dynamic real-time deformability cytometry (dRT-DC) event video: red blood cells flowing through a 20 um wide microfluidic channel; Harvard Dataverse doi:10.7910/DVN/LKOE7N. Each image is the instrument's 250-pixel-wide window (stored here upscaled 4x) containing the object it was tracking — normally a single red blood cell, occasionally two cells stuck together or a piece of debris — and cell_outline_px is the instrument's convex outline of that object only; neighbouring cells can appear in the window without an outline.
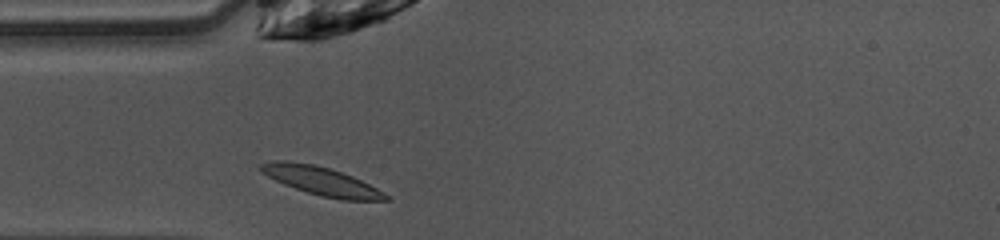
{"species": "common noctule bat (a hibernating species)", "species_latin": "Nyctalus noctula", "temperature_condition": "warm", "stored_images_in_passage": 29, "camera_frame_rate_fps": 3000, "um_per_image_px": 0.085, "animal": {"sex": "female", "body_mass_g": 10.0, "forearm_length_mm": 53.1}, "frame": {"image": 1, "passage_image": 1, "time_ms": 0.0, "image_size_px": [1000, 240], "cell_outline_px": [[392, 200], [344, 200], [320, 196], [284, 184], [260, 172], [260, 164], [276, 160], [288, 160], [312, 164], [328, 168], [352, 176], [384, 192]], "centroid_in_image_um": [27.3, 15.38], "position_along_channel_um": 57.7, "area_um2": 20.4}}
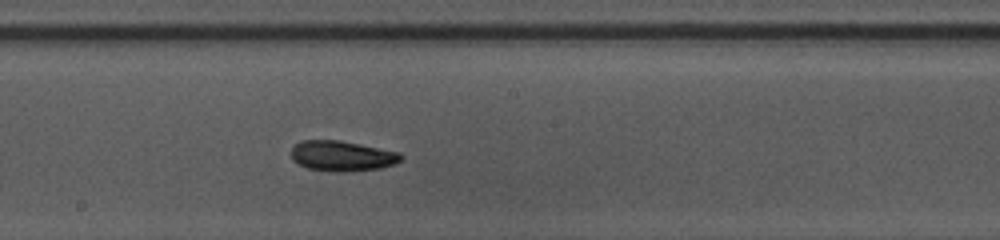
{"frame": {"image": 2, "passage_image": 13, "time_ms": 4.0, "image_size_px": [1000, 240], "cell_outline_px": [[404, 156], [396, 164], [380, 168], [344, 172], [332, 172], [308, 168], [292, 160], [292, 148], [300, 140], [340, 140], [400, 152]], "centroid_in_image_um": [29.09, 13.25], "position_along_channel_um": 219.1, "area_um2": 19.48}}
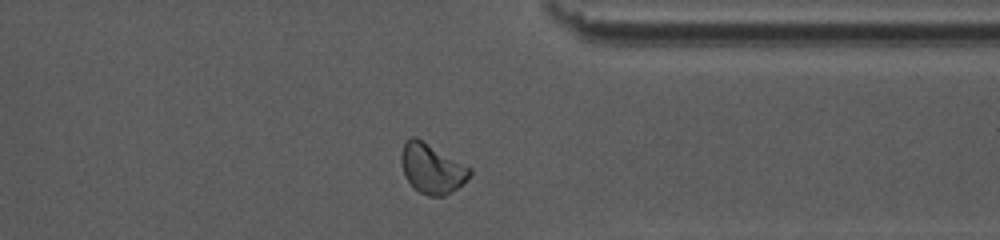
{"frame": {"image": 3, "passage_image": 25, "time_ms": 8.0, "image_size_px": [1000, 240], "cell_outline_px": [[472, 172], [464, 184], [444, 196], [428, 196], [420, 192], [404, 176], [400, 156], [404, 140], [412, 136], [416, 136], [472, 168]], "centroid_in_image_um": [36.71, 14.3], "position_along_channel_um": 374.7, "area_um2": 20.0}, "authors_computed_cell_mechanics": {"area_um2": 19.074, "velocity_mm_per_s": 4.0399, "shape_relaxation_time_tau1_ms": 5.1222, "shape_relaxation_time_tau2_ms": 4.4588, "deformation_change_tau1": 0.1195, "deformation_change_tau2": 0.1061}}